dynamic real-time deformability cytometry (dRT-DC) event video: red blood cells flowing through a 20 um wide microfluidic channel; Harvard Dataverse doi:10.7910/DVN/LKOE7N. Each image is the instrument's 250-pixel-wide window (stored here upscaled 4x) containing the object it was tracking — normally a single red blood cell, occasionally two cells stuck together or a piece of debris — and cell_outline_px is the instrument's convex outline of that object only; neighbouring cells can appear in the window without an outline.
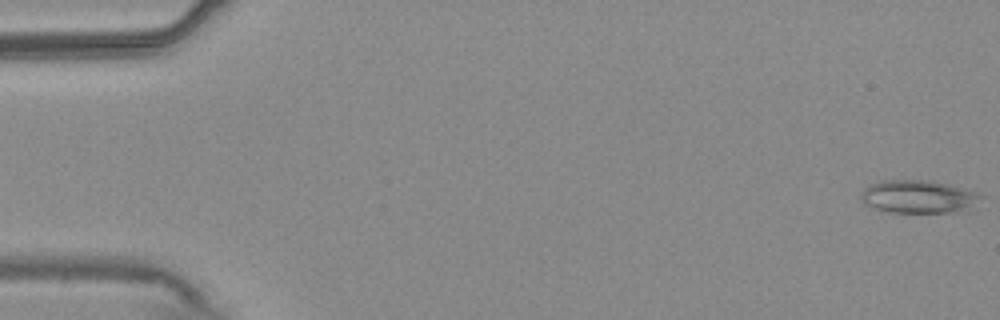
{"species": "common noctule bat (a hibernating species)", "species_latin": "Nyctalus noctula", "temperature_condition": "warm", "stored_images_in_passage": 54, "camera_frame_rate_fps": 3000, "um_per_image_px": 0.085, "animal": {"sex": "male", "body_mass_g": 20.4}, "frame": {"image": 1, "passage_image": 1, "time_ms": 0.0, "image_size_px": [1000, 320], "cell_outline_px": [[984, 196], [956, 212], [888, 212], [876, 208], [868, 204], [860, 196], [860, 192], [864, 188], [880, 180], [928, 180], [948, 184], [976, 192]], "centroid_in_image_um": [77.99, 16.69], "position_along_channel_um": 7.0, "area_um2": 22.37}}
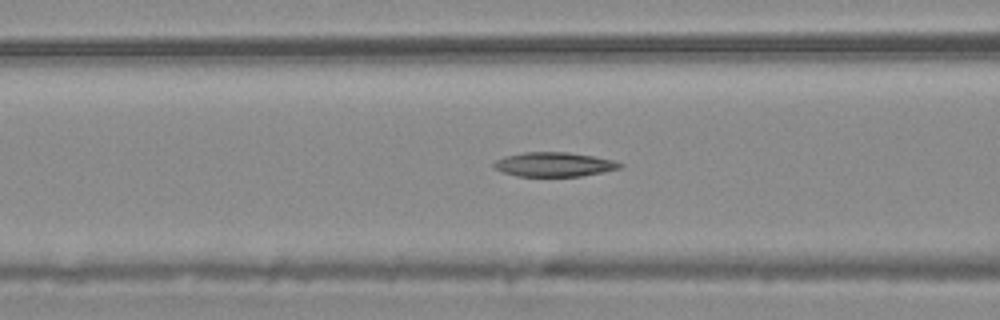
{"frame": {"image": 2, "passage_image": 22, "time_ms": 7.0, "image_size_px": [1000, 320], "cell_outline_px": [[624, 164], [620, 168], [604, 172], [580, 176], [516, 176], [504, 172], [496, 168], [492, 164], [496, 160], [504, 156], [524, 152], [568, 152], [592, 156], [612, 160]], "centroid_in_image_um": [47.09, 13.97], "position_along_channel_um": 119.5, "area_um2": 17.74}}
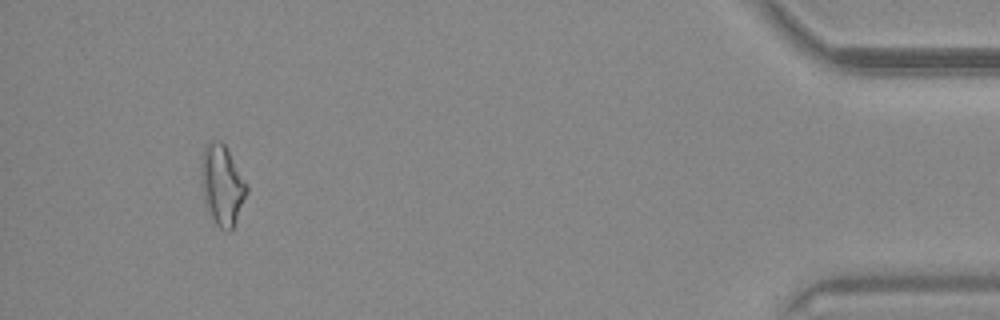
{"frame": {"image": 3, "passage_image": 51, "time_ms": 16.667, "image_size_px": [1000, 320], "cell_outline_px": [[248, 192], [236, 220], [232, 228], [228, 232], [220, 228], [216, 224], [208, 212], [204, 204], [200, 184], [200, 168], [204, 148], [208, 140], [220, 140], [224, 144], [248, 184]], "centroid_in_image_um": [18.85, 15.72], "position_along_channel_um": 416.3, "area_um2": 21.62}, "authors_computed_cell_mechanics": {"area_um2": 18.6116, "velocity_mm_per_s": 3.769, "shape_relaxation_time_tau1_ms": null, "shape_relaxation_time_tau2_ms": 10.423, "deformation_change_tau1": null, "deformation_change_tau2": 0.2318}}